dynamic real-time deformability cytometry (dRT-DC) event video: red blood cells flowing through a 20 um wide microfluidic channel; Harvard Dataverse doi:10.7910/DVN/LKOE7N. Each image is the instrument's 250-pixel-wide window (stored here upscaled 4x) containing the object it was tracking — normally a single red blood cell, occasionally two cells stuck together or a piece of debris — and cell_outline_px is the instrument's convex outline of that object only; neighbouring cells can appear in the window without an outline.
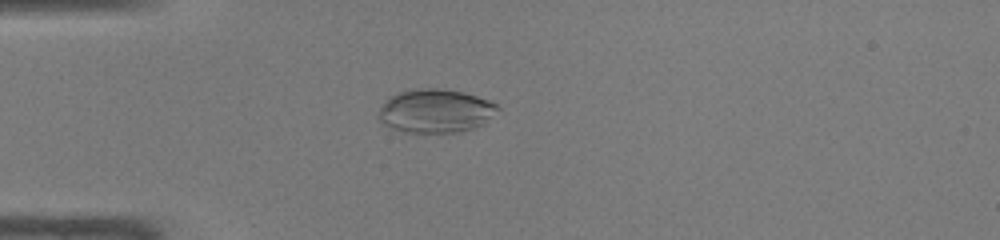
{"species": "common noctule bat (a hibernating species)", "species_latin": "Nyctalus noctula", "temperature_condition": "warm", "stored_images_in_passage": 35, "camera_frame_rate_fps": 3000, "um_per_image_px": 0.085, "animal": {"sex": "male", "body_mass_g": 19.0, "forearm_length_mm": 50.8}, "frame": {"image": 1, "passage_image": 1, "time_ms": 0.0, "image_size_px": [1000, 240], "cell_outline_px": [[500, 108], [484, 124], [472, 128], [456, 132], [412, 132], [396, 128], [384, 124], [380, 120], [380, 108], [388, 96], [412, 88], [436, 88], [464, 92], [488, 100], [496, 104]], "centroid_in_image_um": [37.04, 9.4], "position_along_channel_um": 48.0, "area_um2": 29.88}}
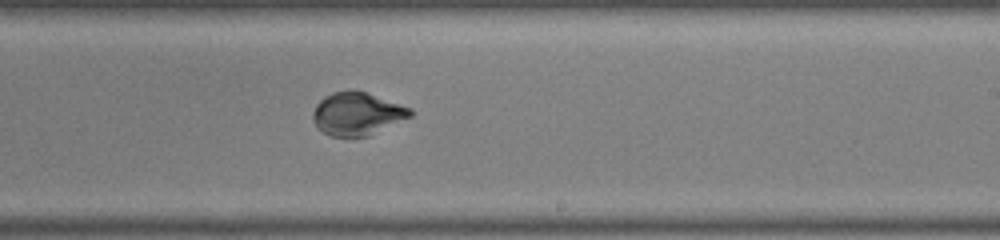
{"frame": {"image": 2, "passage_image": 17, "time_ms": 5.333, "image_size_px": [1000, 240], "cell_outline_px": [[416, 112], [412, 116], [368, 136], [332, 136], [316, 128], [312, 120], [312, 112], [316, 104], [324, 96], [332, 92], [348, 88], [356, 88], [368, 92], [412, 108]], "centroid_in_image_um": [30.36, 9.63], "position_along_channel_um": 258.6, "area_um2": 24.97}}
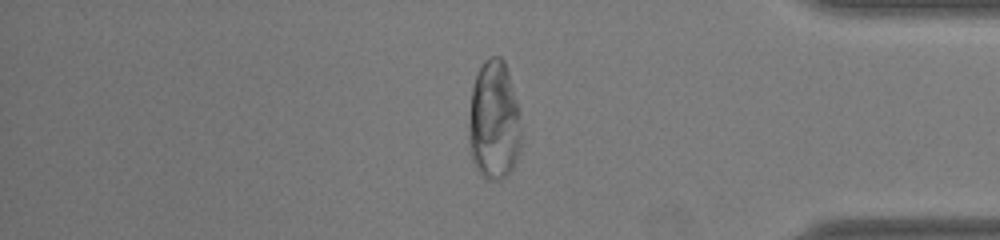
{"frame": {"image": 3, "passage_image": 28, "time_ms": 9.0, "image_size_px": [1000, 240], "cell_outline_px": [[520, 144], [512, 168], [500, 180], [488, 180], [476, 168], [468, 152], [468, 128], [472, 88], [476, 72], [484, 60], [492, 56], [500, 56], [504, 60], [520, 108]], "centroid_in_image_um": [41.96, 10.23], "position_along_channel_um": 393.2, "area_um2": 36.82}, "authors_computed_cell_mechanics": {"area_um2": 26.7036, "velocity_mm_per_s": 4.2786, "shape_relaxation_time_tau1_ms": 5.8673, "shape_relaxation_time_tau2_ms": null, "deformation_change_tau1": 0.2127, "deformation_change_tau2": null}}